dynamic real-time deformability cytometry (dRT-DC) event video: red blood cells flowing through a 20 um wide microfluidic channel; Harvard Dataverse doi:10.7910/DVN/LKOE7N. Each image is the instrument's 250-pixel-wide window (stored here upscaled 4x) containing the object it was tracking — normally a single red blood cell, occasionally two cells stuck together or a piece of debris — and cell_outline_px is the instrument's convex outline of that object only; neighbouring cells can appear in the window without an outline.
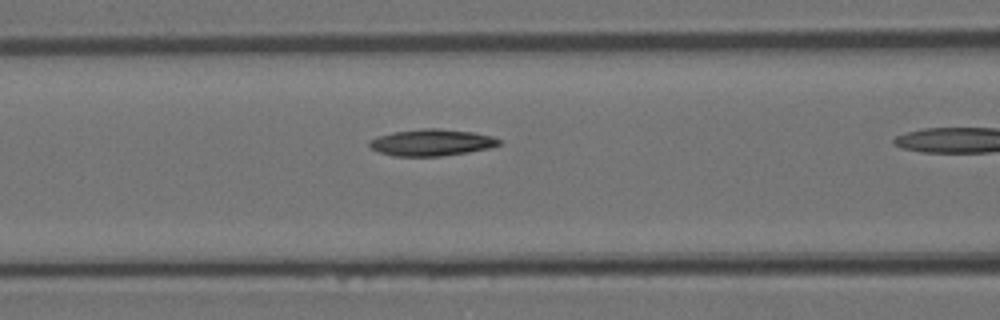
{"species": "Egyptian fruit bat (a non-hibernating species)", "species_latin": "Rousettus aegyptiacus", "temperature_condition": "room temperature", "stored_images_in_passage": 24, "camera_frame_rate_fps": 3000, "um_per_image_px": 0.085, "animal": {"sex": "female"}, "frame": {"image": 1, "passage_image": 7, "time_ms": 2.0, "image_size_px": [1000, 320], "cell_outline_px": [[500, 144], [488, 148], [468, 152], [440, 156], [396, 156], [380, 152], [372, 148], [368, 144], [368, 140], [392, 132], [424, 128], [440, 128], [472, 132], [492, 136], [500, 140]], "centroid_in_image_um": [36.67, 12.1], "position_along_channel_um": 129.9, "area_um2": 19.94}}
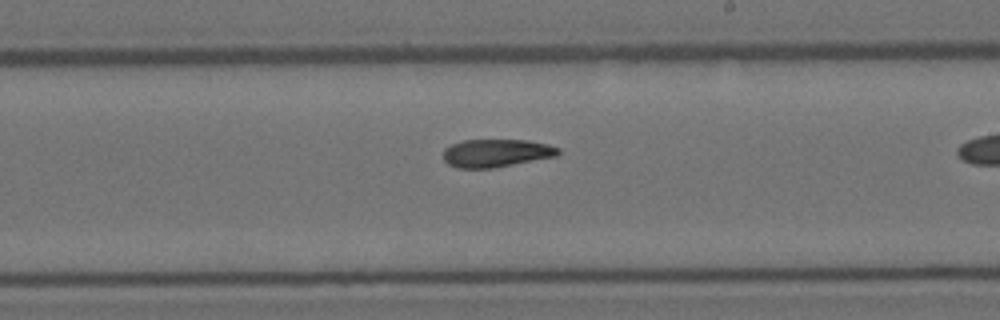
{"frame": {"image": 2, "passage_image": 15, "time_ms": 4.667, "image_size_px": [1000, 320], "cell_outline_px": [[560, 152], [556, 156], [492, 168], [456, 168], [448, 164], [444, 160], [444, 148], [452, 144], [464, 140], [528, 140], [548, 144], [560, 148]], "centroid_in_image_um": [42.17, 13.01], "position_along_channel_um": 246.8, "area_um2": 18.67}}
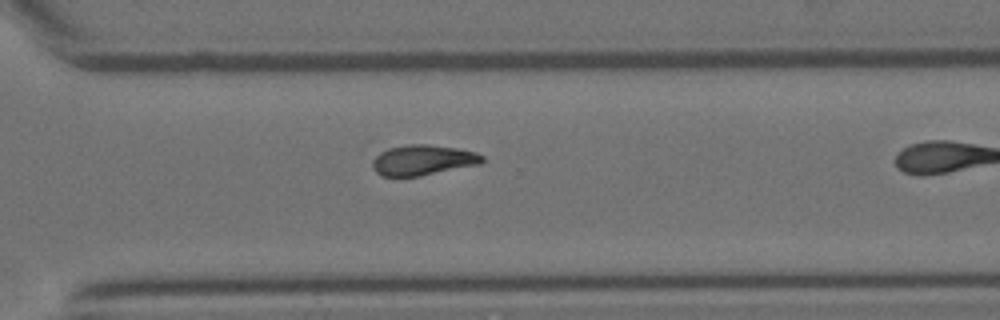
{"frame": {"image": 3, "passage_image": 21, "time_ms": 6.667, "image_size_px": [1000, 320], "cell_outline_px": [[484, 160], [480, 164], [420, 176], [380, 176], [372, 168], [372, 160], [380, 152], [388, 148], [408, 144], [428, 144], [456, 148], [476, 152], [484, 156]], "centroid_in_image_um": [35.93, 13.6], "position_along_channel_um": 334.7, "area_um2": 19.48}}